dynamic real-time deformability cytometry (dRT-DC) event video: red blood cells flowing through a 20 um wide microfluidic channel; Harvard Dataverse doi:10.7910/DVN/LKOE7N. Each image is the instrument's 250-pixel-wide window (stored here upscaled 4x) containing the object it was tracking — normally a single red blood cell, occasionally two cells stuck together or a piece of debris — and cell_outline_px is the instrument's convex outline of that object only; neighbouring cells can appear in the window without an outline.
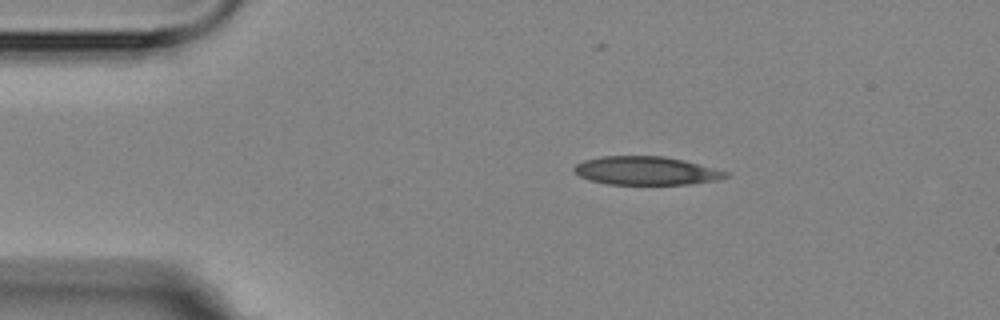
{"species": "Egyptian fruit bat (a non-hibernating species)", "species_latin": "Rousettus aegyptiacus", "temperature_condition": "room temperature", "stored_images_in_passage": 14, "camera_frame_rate_fps": 3000, "um_per_image_px": 0.085, "animal": {"sex": "female"}, "frame": {"image": 1, "passage_image": 1, "time_ms": 0.0, "image_size_px": [1000, 320], "cell_outline_px": [[728, 176], [716, 180], [688, 184], [608, 184], [592, 180], [580, 176], [572, 168], [576, 164], [584, 160], [600, 156], [664, 156], [684, 160], [728, 172]], "centroid_in_image_um": [54.9, 14.5], "position_along_channel_um": 30.1, "area_um2": 24.85}}
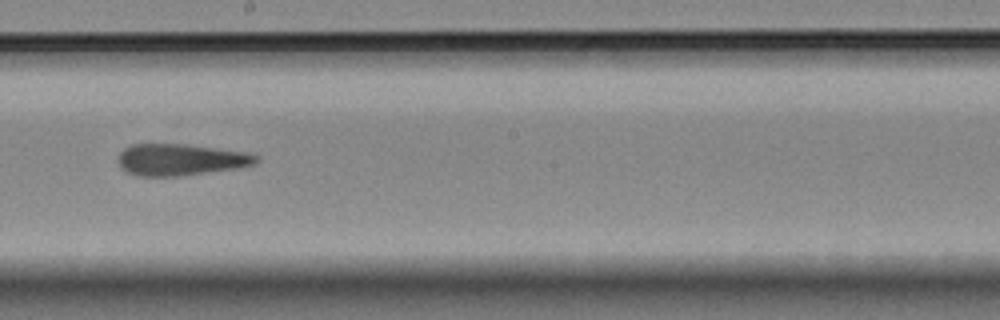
{"frame": {"image": 2, "passage_image": 7, "time_ms": 7.0, "image_size_px": [1000, 320], "cell_outline_px": [[260, 160], [256, 164], [236, 168], [180, 176], [136, 176], [120, 168], [120, 152], [124, 148], [132, 144], [188, 144], [244, 152], [260, 156]], "centroid_in_image_um": [15.37, 13.57], "position_along_channel_um": 232.8, "area_um2": 25.37}}
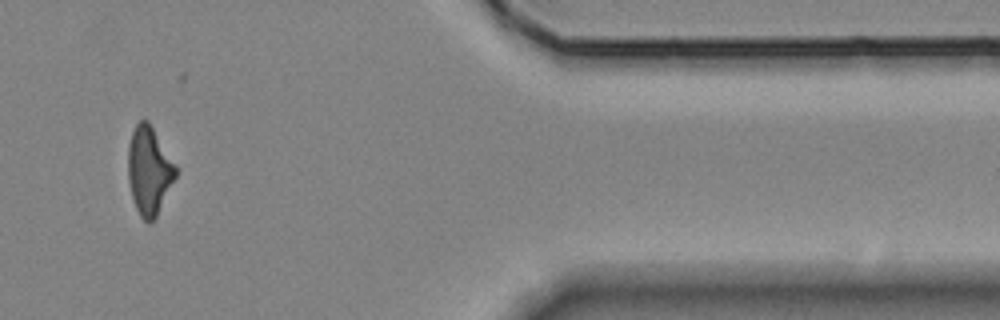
{"frame": {"image": 3, "passage_image": 12, "time_ms": 12.667, "image_size_px": [1000, 320], "cell_outline_px": [[176, 176], [156, 216], [148, 224], [140, 216], [136, 208], [132, 196], [128, 180], [128, 144], [132, 132], [136, 124], [140, 120], [148, 120], [176, 168]], "centroid_in_image_um": [12.64, 14.5], "position_along_channel_um": 398.8, "area_um2": 23.87}, "authors_computed_cell_mechanics": {"area_um2": 25.4609, "velocity_mm_per_s": 3.5476, "shape_relaxation_time_tau1_ms": null, "shape_relaxation_time_tau2_ms": 2.8269, "deformation_change_tau1": null, "deformation_change_tau2": 0.1174}}